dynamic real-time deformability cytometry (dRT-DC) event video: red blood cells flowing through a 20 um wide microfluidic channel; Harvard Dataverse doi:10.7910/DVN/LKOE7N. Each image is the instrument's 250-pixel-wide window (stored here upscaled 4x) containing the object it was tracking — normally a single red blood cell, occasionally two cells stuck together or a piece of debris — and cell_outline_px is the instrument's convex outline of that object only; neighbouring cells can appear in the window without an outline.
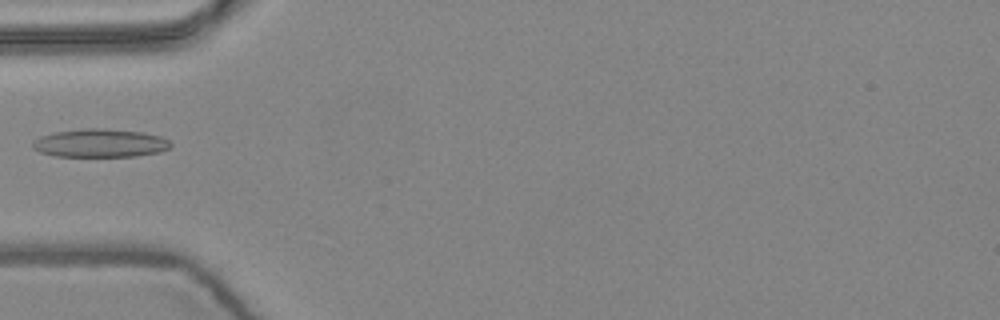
{"species": "common noctule bat (a hibernating species)", "species_latin": "Nyctalus noctula", "temperature_condition": "warm", "stored_images_in_passage": 1, "camera_frame_rate_fps": 3000, "um_per_image_px": 0.085, "animal": {"sex": "female", "body_mass_g": 24.6, "forearm_length_mm": 56.2}, "frame": {"image": 1, "passage_image": 1, "time_ms": 0.0, "image_size_px": [1000, 320], "cell_outline_px": [[172, 144], [168, 148], [160, 152], [136, 156], [56, 156], [40, 152], [32, 148], [32, 144], [40, 136], [56, 132], [80, 128], [104, 128], [140, 132], [160, 136], [168, 140]], "centroid_in_image_um": [8.5, 12.16], "position_along_channel_um": 76.5, "area_um2": 22.66}}